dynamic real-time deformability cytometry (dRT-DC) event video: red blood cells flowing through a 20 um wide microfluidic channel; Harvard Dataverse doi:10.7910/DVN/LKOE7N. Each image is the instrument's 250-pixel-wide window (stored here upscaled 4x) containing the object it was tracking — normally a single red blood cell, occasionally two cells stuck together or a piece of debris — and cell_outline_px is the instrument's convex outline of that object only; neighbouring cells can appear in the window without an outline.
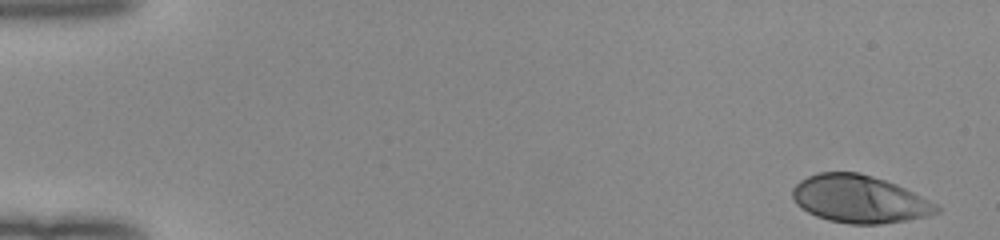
{"species": "human", "species_latin": "Homo sapiens", "temperature_condition": "room temperature", "stored_images_in_passage": 50, "camera_frame_rate_fps": 3000, "um_per_image_px": 0.085, "donor": {"sex": "female"}, "frame": {"image": 1, "passage_image": 1, "time_ms": 0.0, "image_size_px": [1000, 240], "cell_outline_px": [[940, 212], [908, 220], [880, 224], [848, 224], [828, 220], [816, 216], [808, 212], [796, 204], [792, 196], [792, 188], [800, 180], [808, 176], [820, 172], [860, 172], [896, 184], [936, 204], [940, 208]], "centroid_in_image_um": [73.01, 16.92], "position_along_channel_um": 12.0, "area_um2": 39.77}}
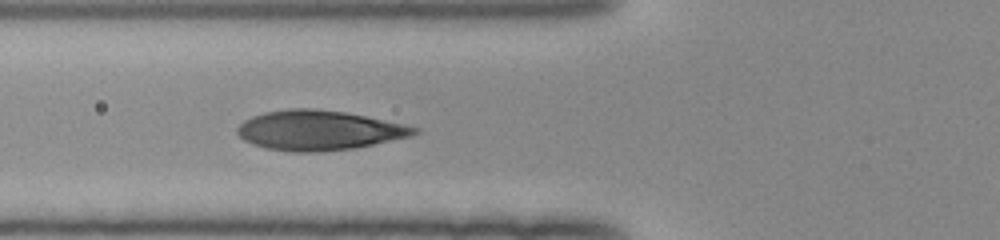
{"frame": {"image": 2, "passage_image": 19, "time_ms": 6.0, "image_size_px": [1000, 240], "cell_outline_px": [[420, 132], [412, 136], [356, 148], [320, 152], [292, 152], [264, 148], [252, 144], [244, 140], [236, 132], [236, 128], [244, 120], [252, 116], [264, 112], [288, 108], [312, 108], [344, 112], [364, 116], [420, 128]], "centroid_in_image_um": [27.08, 11.08], "position_along_channel_um": 98.7, "area_um2": 41.1}}
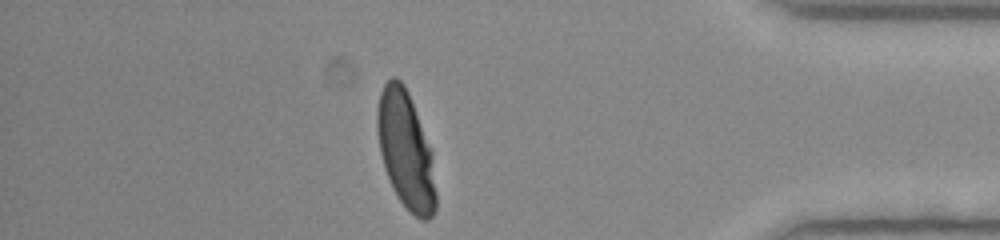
{"frame": {"image": 3, "passage_image": 44, "time_ms": 14.333, "image_size_px": [1000, 240], "cell_outline_px": [[436, 208], [432, 216], [428, 220], [424, 220], [416, 216], [400, 200], [392, 188], [388, 180], [384, 168], [380, 152], [376, 128], [376, 112], [380, 92], [384, 84], [392, 76], [396, 76], [404, 84], [408, 92], [432, 148], [436, 192]], "centroid_in_image_um": [34.49, 12.73], "position_along_channel_um": 400.7, "area_um2": 40.46}, "authors_computed_cell_mechanics": {"area_um2": 40.0554, "velocity_mm_per_s": 4.0051, "shape_relaxation_time_tau1_ms": 3.6474, "shape_relaxation_time_tau2_ms": null, "deformation_change_tau1": 0.2204, "deformation_change_tau2": null}}